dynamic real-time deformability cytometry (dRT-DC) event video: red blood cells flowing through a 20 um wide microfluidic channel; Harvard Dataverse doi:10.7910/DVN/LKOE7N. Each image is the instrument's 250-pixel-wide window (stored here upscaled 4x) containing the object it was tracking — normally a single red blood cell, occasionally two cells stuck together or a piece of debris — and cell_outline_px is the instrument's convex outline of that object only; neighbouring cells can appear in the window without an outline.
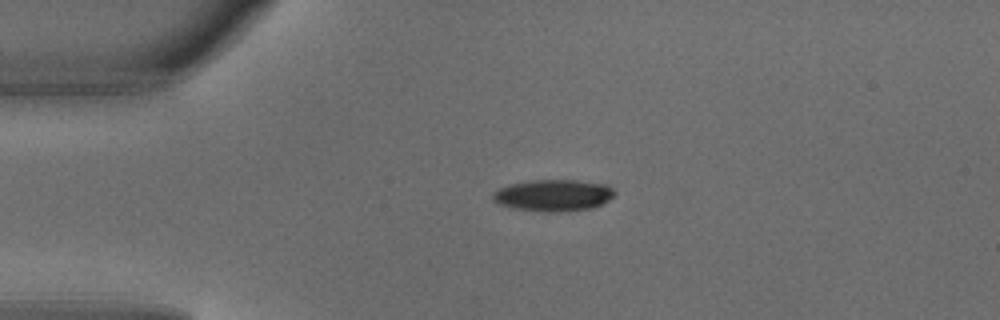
{"species": "common noctule bat (a hibernating species)", "species_latin": "Nyctalus noctula", "temperature_condition": "warm", "stored_images_in_passage": 4, "segment_of_instrument_passage": [1, 2], "camera_frame_rate_fps": 3000, "um_per_image_px": 0.085, "animal": {"sex": "male", "body_mass_g": 18.8}, "frame": {"image": 1, "passage_image": 2, "time_ms": 0.333, "image_size_px": [1000, 320], "cell_outline_px": [[616, 192], [608, 200], [592, 208], [556, 212], [544, 212], [512, 208], [496, 204], [492, 200], [492, 196], [500, 188], [512, 184], [532, 180], [576, 180], [608, 184]], "centroid_in_image_um": [47.03, 16.6], "position_along_channel_um": 38.0, "area_um2": 22.43}}